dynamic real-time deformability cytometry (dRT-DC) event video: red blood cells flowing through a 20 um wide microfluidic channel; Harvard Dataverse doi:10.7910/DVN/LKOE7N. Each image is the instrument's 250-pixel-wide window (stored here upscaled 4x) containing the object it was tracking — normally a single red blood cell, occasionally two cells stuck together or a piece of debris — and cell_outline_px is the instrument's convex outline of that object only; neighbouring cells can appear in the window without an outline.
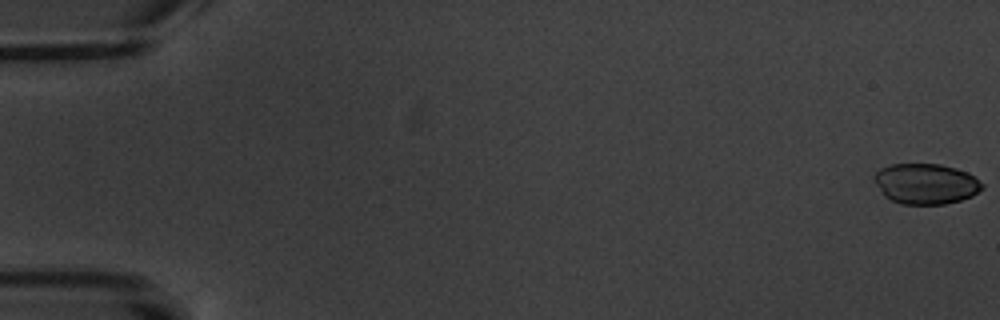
{"species": "common noctule bat (a hibernating species)", "species_latin": "Nyctalus noctula", "temperature_condition": "warm", "stored_images_in_passage": 7, "camera_frame_rate_fps": 3000, "um_per_image_px": 0.085, "animal": {"sex": "male", "body_mass_g": 20.1, "forearm_length_mm": 53.5}, "frame": {"image": 1, "passage_image": 1, "time_ms": 0.0, "image_size_px": [1000, 320], "cell_outline_px": [[984, 188], [972, 196], [960, 200], [944, 204], [900, 204], [884, 196], [872, 180], [872, 176], [880, 168], [892, 164], [940, 164], [956, 168], [968, 172], [984, 184]], "centroid_in_image_um": [78.68, 15.62], "position_along_channel_um": 6.3, "area_um2": 25.72}}
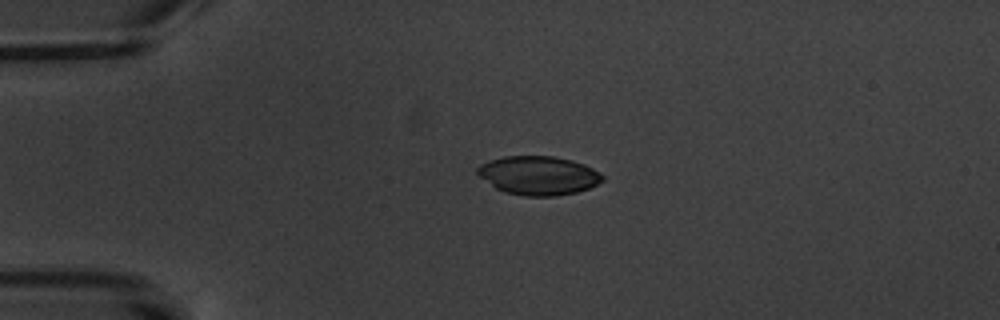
{"frame": {"image": 2, "passage_image": 5, "time_ms": 4.667, "image_size_px": [1000, 320], "cell_outline_px": [[604, 180], [588, 188], [576, 192], [556, 196], [524, 196], [504, 192], [496, 188], [480, 176], [476, 172], [476, 168], [480, 164], [488, 160], [504, 156], [556, 156], [572, 160], [584, 164], [592, 168], [604, 176]], "centroid_in_image_um": [45.75, 14.91], "position_along_channel_um": 39.2, "area_um2": 28.32}}
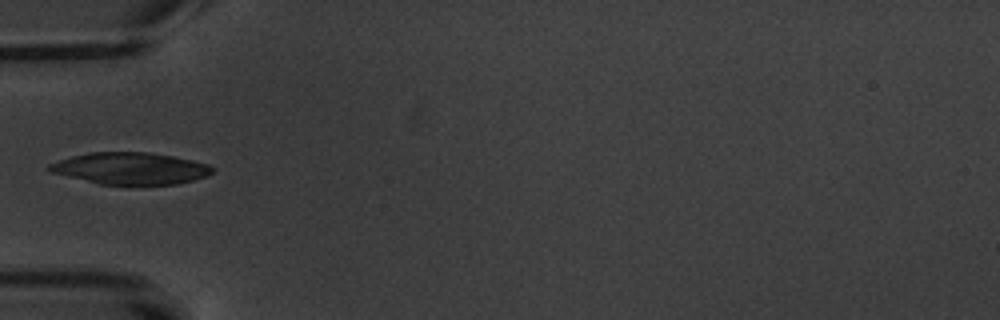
{"frame": {"image": 3, "passage_image": 7, "time_ms": 6.667, "image_size_px": [1000, 320], "cell_outline_px": [[216, 168], [212, 172], [204, 176], [192, 180], [176, 184], [100, 184], [52, 172], [48, 168], [48, 164], [72, 156], [88, 152], [148, 152], [172, 156], [192, 160], [208, 164]], "centroid_in_image_um": [11.1, 14.3], "position_along_channel_um": 73.9, "area_um2": 29.82}}